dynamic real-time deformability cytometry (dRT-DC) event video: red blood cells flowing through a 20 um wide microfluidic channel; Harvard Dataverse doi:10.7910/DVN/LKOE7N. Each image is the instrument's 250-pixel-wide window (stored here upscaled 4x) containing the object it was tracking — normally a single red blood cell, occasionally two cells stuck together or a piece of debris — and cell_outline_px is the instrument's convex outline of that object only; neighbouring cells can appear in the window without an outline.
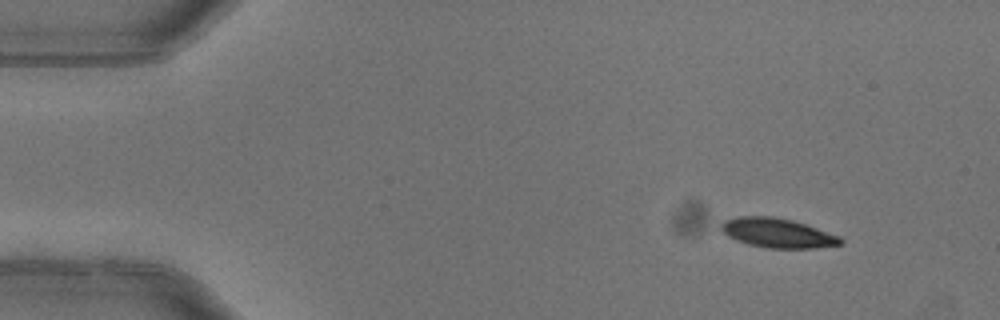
{"species": "common noctule bat (a hibernating species)", "species_latin": "Nyctalus noctula", "temperature_condition": "warm", "stored_images_in_passage": 5, "camera_frame_rate_fps": 3000, "um_per_image_px": 0.085, "animal": {"sex": "female"}, "frame": {"image": 1, "passage_image": 1, "time_ms": 0.0, "image_size_px": [1000, 320], "cell_outline_px": [[844, 244], [816, 248], [768, 248], [748, 244], [736, 240], [728, 236], [720, 228], [720, 224], [724, 220], [740, 216], [772, 216], [792, 220], [840, 236], [844, 240]], "centroid_in_image_um": [66.1, 19.81], "position_along_channel_um": 18.9, "area_um2": 20.46}}
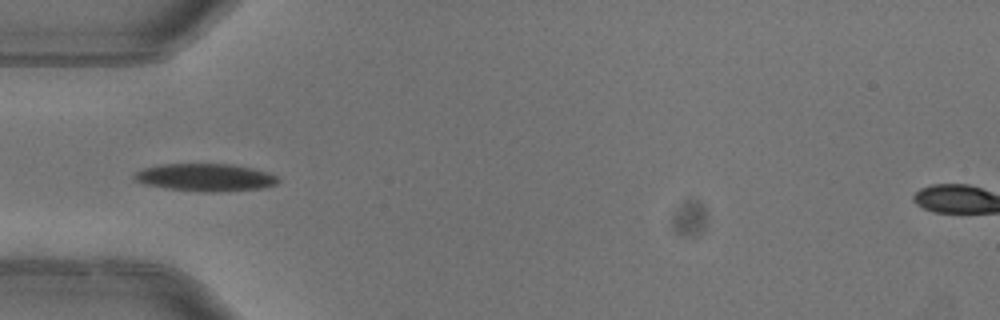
{"frame": {"image": 2, "passage_image": 4, "time_ms": 1.0, "image_size_px": [1000, 320], "cell_outline_px": [[280, 180], [276, 184], [260, 188], [212, 192], [208, 192], [168, 188], [144, 184], [136, 180], [132, 176], [136, 172], [144, 168], [160, 164], [228, 164], [252, 168], [268, 172], [276, 176]], "centroid_in_image_um": [17.44, 15.07], "position_along_channel_um": 67.6, "area_um2": 22.77}}